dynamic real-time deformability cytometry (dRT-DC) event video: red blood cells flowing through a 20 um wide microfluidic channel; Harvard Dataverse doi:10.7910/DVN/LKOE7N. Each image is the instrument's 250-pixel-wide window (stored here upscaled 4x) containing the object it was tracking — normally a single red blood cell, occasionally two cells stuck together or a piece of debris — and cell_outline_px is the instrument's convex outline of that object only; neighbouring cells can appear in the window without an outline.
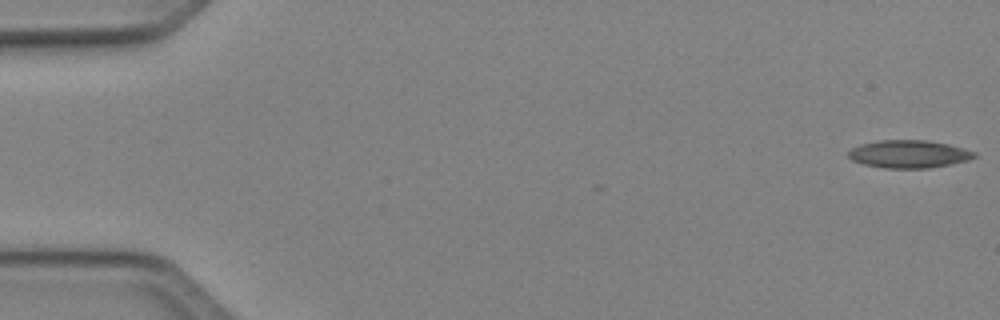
{"species": "Egyptian fruit bat (a non-hibernating species)", "species_latin": "Rousettus aegyptiacus", "temperature_condition": "cold", "stored_images_in_passage": 6, "camera_frame_rate_fps": 3000, "um_per_image_px": 0.085, "animal": {"sex": "female"}, "frame": {"image": 1, "passage_image": 1, "time_ms": 0.0, "image_size_px": [1000, 320], "cell_outline_px": [[976, 156], [968, 160], [928, 168], [884, 168], [864, 164], [852, 160], [848, 156], [848, 152], [852, 148], [860, 144], [880, 140], [924, 140], [948, 144], [976, 152]], "centroid_in_image_um": [77.23, 13.09], "position_along_channel_um": 7.8, "area_um2": 20.17}}